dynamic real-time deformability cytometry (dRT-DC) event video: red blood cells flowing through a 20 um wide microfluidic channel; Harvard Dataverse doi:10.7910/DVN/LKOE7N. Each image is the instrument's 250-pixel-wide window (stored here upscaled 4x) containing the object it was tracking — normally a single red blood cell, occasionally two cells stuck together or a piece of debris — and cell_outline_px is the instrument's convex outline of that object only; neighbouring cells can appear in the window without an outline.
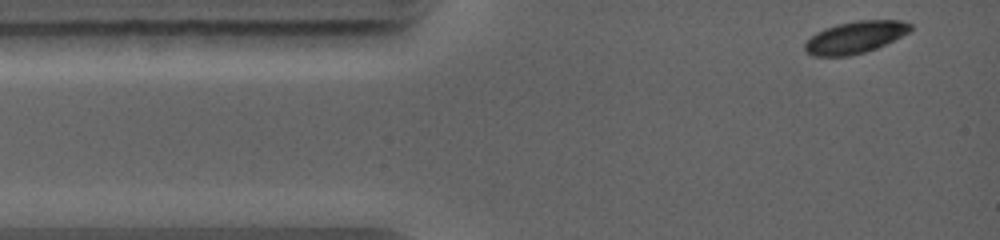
{"species": "common noctule bat (a hibernating species)", "species_latin": "Nyctalus noctula", "temperature_condition": "warm", "stored_images_in_passage": 4, "camera_frame_rate_fps": 5000, "um_per_image_px": 0.085, "animal": {"sex": "female", "body_mass_g": 19.0, "forearm_length_mm": 56.7}, "frame": {"image": 1, "passage_image": 1, "time_ms": 0.0, "image_size_px": [1000, 240], "cell_outline_px": [[912, 28], [908, 32], [876, 48], [864, 52], [848, 56], [812, 56], [804, 48], [804, 44], [816, 32], [824, 28], [836, 24], [860, 20], [900, 20], [912, 24]], "centroid_in_image_um": [72.67, 3.16], "position_along_channel_um": 12.3, "area_um2": 19.48}}
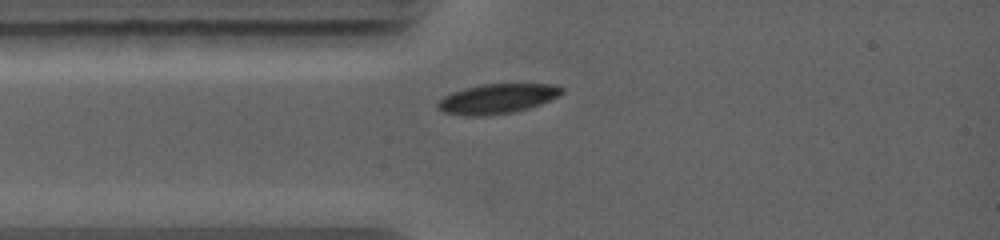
{"frame": {"image": 2, "passage_image": 3, "time_ms": 1.8, "image_size_px": [1000, 240], "cell_outline_px": [[564, 92], [540, 104], [528, 108], [512, 112], [488, 116], [464, 116], [444, 112], [436, 104], [444, 96], [452, 92], [484, 84], [556, 84], [564, 88]], "centroid_in_image_um": [42.27, 8.39], "position_along_channel_um": 42.7, "area_um2": 21.27}}
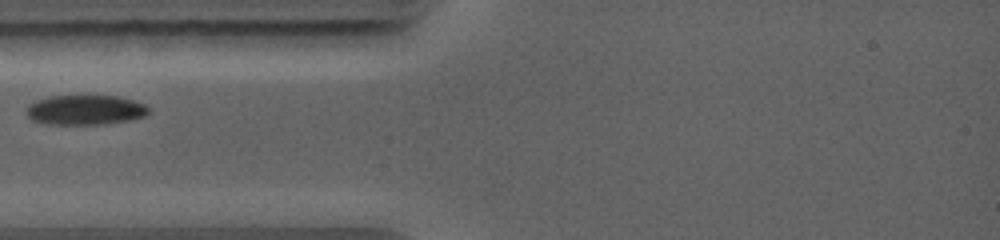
{"frame": {"image": 3, "passage_image": 4, "time_ms": 2.6, "image_size_px": [1000, 240], "cell_outline_px": [[148, 112], [144, 116], [128, 120], [104, 124], [48, 124], [32, 120], [24, 112], [28, 104], [36, 100], [48, 96], [116, 96], [132, 100], [144, 104], [148, 108]], "centroid_in_image_um": [7.18, 9.34], "position_along_channel_um": 77.8, "area_um2": 21.15}}